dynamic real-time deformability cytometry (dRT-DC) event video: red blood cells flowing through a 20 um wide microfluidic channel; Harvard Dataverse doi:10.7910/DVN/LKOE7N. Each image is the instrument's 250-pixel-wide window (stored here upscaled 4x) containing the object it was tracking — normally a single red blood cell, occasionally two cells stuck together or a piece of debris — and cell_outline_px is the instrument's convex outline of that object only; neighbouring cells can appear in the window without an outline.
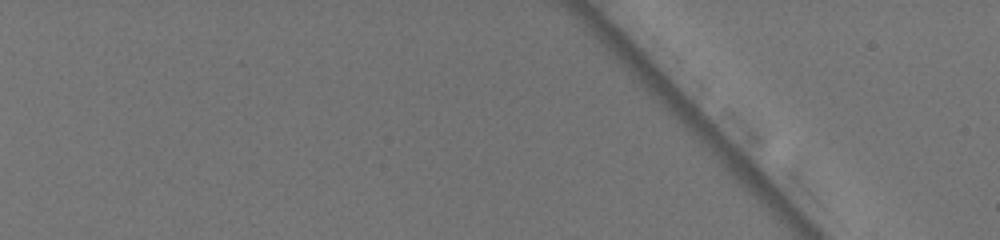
{"species": "common noctule bat (a hibernating species)", "species_latin": "Nyctalus noctula", "temperature_condition": "warm", "stored_images_in_passage": 3, "camera_frame_rate_fps": 3000, "um_per_image_px": 0.085, "animal": {"sex": "female", "body_mass_g": 19.5, "forearm_length_mm": 54.1}, "frame": {"image": 1, "passage_image": 2, "time_ms": 0.333, "image_size_px": [1000, 240], "cell_outline_px": [[940, 96], [924, 132], [920, 136], [916, 136], [896, 116], [892, 108], [924, 72], [932, 76], [940, 92]], "centroid_in_image_um": [78.05, 8.87], "position_along_channel_um": 7.0, "area_um2": 12.48}}